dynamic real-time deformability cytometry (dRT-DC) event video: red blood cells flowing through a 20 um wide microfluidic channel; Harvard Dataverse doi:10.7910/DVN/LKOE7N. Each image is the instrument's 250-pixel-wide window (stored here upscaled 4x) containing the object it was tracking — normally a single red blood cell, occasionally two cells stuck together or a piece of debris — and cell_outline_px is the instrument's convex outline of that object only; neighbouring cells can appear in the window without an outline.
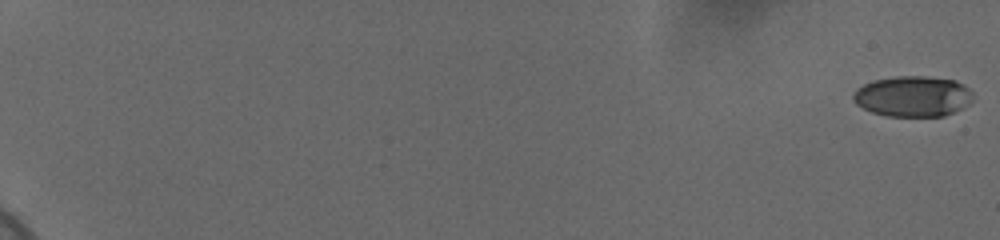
{"species": "human", "species_latin": "Homo sapiens", "temperature_condition": "cold", "stored_images_in_passage": 60, "camera_frame_rate_fps": 3000, "um_per_image_px": 0.085, "donor": {"sex": "female"}, "frame": {"image": 1, "passage_image": 1, "time_ms": 0.0, "image_size_px": [1000, 240], "cell_outline_px": [[972, 100], [968, 104], [944, 116], [888, 116], [872, 112], [856, 104], [852, 100], [852, 96], [856, 88], [872, 80], [896, 76], [928, 76], [956, 80], [964, 84], [972, 92]], "centroid_in_image_um": [77.57, 8.17], "position_along_channel_um": 7.4, "area_um2": 28.5}}
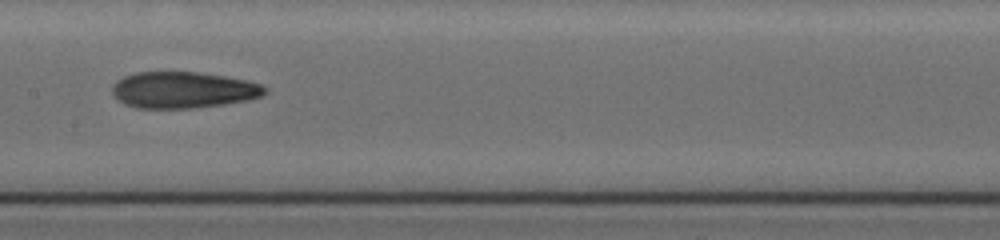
{"frame": {"image": 2, "passage_image": 35, "time_ms": 11.333, "image_size_px": [1000, 240], "cell_outline_px": [[268, 92], [264, 96], [248, 100], [224, 104], [196, 108], [136, 108], [124, 104], [112, 92], [112, 84], [116, 80], [124, 76], [136, 72], [196, 72], [224, 76], [248, 80], [260, 84], [268, 88]], "centroid_in_image_um": [15.6, 7.65], "position_along_channel_um": 191.8, "area_um2": 32.6}}
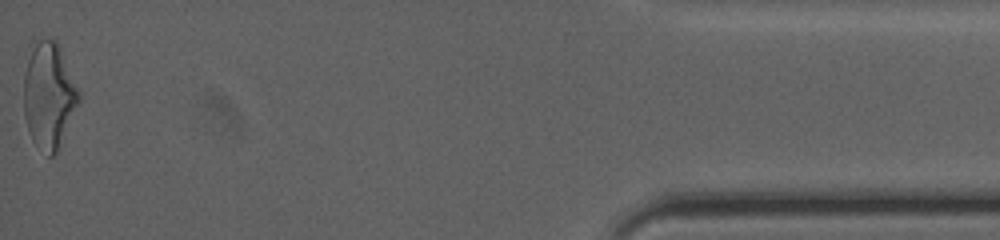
{"frame": {"image": 3, "passage_image": 60, "time_ms": 19.667, "image_size_px": [1000, 240], "cell_outline_px": [[80, 100], [56, 152], [52, 156], [48, 156], [32, 140], [24, 116], [24, 76], [28, 44], [40, 40], [56, 40], [60, 48], [80, 92]], "centroid_in_image_um": [4.12, 8.06], "position_along_channel_um": 431.1, "area_um2": 33.93}, "authors_computed_cell_mechanics": {"area_um2": 31.3565, "velocity_mm_per_s": 3.7125, "shape_relaxation_time_tau1_ms": 8.4555, "shape_relaxation_time_tau2_ms": 2.1563, "deformation_change_tau1": 0.2444, "deformation_change_tau2": 0.0981}}